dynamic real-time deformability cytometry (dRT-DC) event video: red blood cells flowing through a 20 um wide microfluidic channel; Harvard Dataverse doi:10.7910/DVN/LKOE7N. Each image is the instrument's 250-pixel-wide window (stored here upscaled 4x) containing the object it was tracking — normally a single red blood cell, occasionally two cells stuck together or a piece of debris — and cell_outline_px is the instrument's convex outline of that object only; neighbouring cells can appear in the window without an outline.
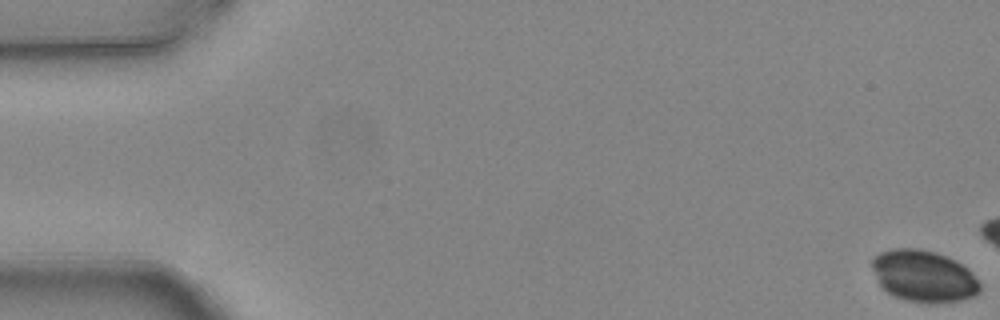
{"species": "common noctule bat (a hibernating species)", "species_latin": "Nyctalus noctula", "temperature_condition": "warm", "stored_images_in_passage": 5, "camera_frame_rate_fps": 3000, "um_per_image_px": 0.085, "animal": {"sex": "female", "body_mass_g": 24.6, "forearm_length_mm": 56.2}, "frame": {"image": 1, "passage_image": 1, "time_ms": 0.0, "image_size_px": [1000, 320], "cell_outline_px": [[980, 292], [976, 296], [960, 300], [928, 304], [904, 300], [888, 292], [880, 284], [872, 268], [872, 256], [880, 252], [892, 248], [920, 248], [936, 252], [956, 260], [968, 268], [972, 272], [980, 284]], "centroid_in_image_um": [78.53, 23.46], "position_along_channel_um": 6.5, "area_um2": 32.77}}